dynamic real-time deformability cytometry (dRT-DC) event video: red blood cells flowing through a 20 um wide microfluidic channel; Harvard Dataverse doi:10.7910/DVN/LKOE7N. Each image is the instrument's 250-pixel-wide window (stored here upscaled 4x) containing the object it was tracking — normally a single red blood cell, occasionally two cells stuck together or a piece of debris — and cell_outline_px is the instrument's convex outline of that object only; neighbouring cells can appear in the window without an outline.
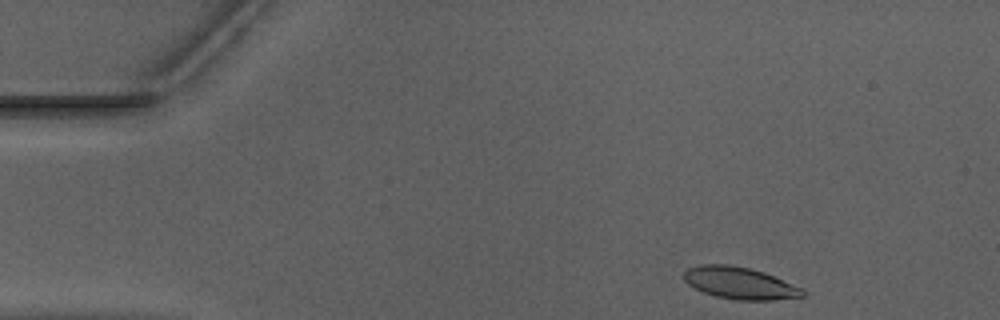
{"species": "Egyptian fruit bat (a non-hibernating species)", "species_latin": "Rousettus aegyptiacus", "temperature_condition": "warm", "stored_images_in_passage": 46, "camera_frame_rate_fps": 3000, "um_per_image_px": 0.085, "animal": {"sex": "male"}, "frame": {"image": 1, "passage_image": 1, "time_ms": 0.0, "image_size_px": [1000, 320], "cell_outline_px": [[804, 296], [772, 300], [736, 300], [716, 296], [704, 292], [688, 284], [684, 280], [684, 272], [688, 268], [700, 264], [728, 264], [748, 268], [764, 272], [804, 288]], "centroid_in_image_um": [62.89, 24.06], "position_along_channel_um": 22.1, "area_um2": 22.08}}
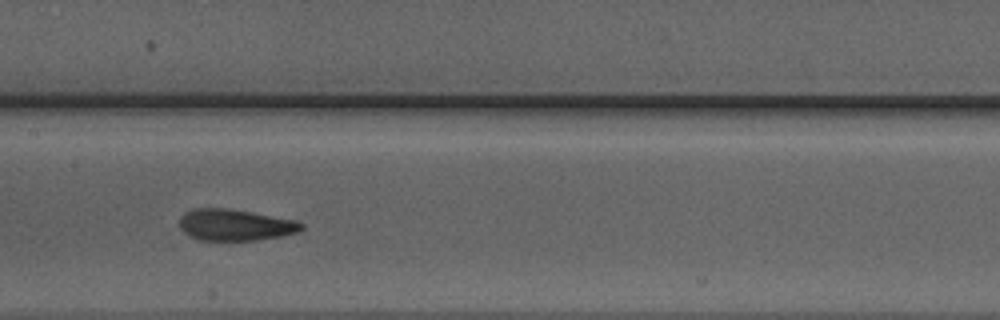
{"frame": {"image": 2, "passage_image": 20, "time_ms": 6.333, "image_size_px": [1000, 320], "cell_outline_px": [[304, 228], [296, 232], [280, 236], [256, 240], [200, 240], [188, 236], [180, 228], [180, 216], [184, 212], [192, 208], [232, 208], [296, 220], [304, 224]], "centroid_in_image_um": [19.96, 19.1], "position_along_channel_um": 187.4, "area_um2": 22.54}}
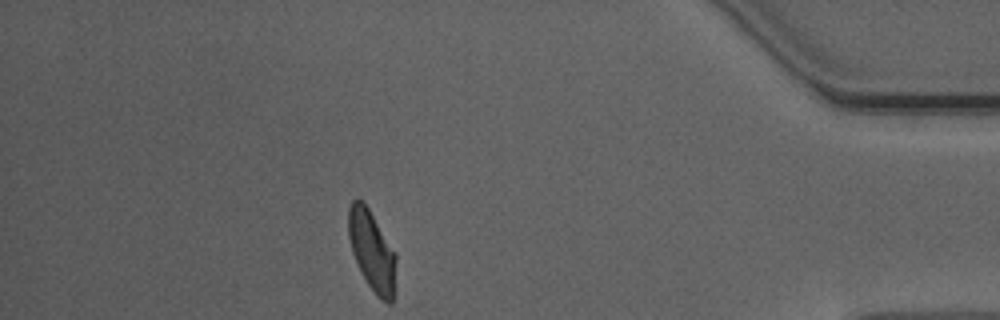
{"frame": {"image": 3, "passage_image": 40, "time_ms": 13.0, "image_size_px": [1000, 320], "cell_outline_px": [[396, 292], [392, 304], [388, 304], [376, 296], [368, 284], [352, 252], [348, 236], [348, 208], [352, 200], [360, 200], [368, 208], [396, 252]], "centroid_in_image_um": [31.66, 21.38], "position_along_channel_um": 403.5, "area_um2": 22.43}, "authors_computed_cell_mechanics": {"area_um2": 22.3397, "velocity_mm_per_s": 3.9462, "shape_relaxation_time_tau1_ms": 4.0774, "shape_relaxation_time_tau2_ms": 1.6325, "deformation_change_tau1": 0.149, "deformation_change_tau2": 0.0672}}